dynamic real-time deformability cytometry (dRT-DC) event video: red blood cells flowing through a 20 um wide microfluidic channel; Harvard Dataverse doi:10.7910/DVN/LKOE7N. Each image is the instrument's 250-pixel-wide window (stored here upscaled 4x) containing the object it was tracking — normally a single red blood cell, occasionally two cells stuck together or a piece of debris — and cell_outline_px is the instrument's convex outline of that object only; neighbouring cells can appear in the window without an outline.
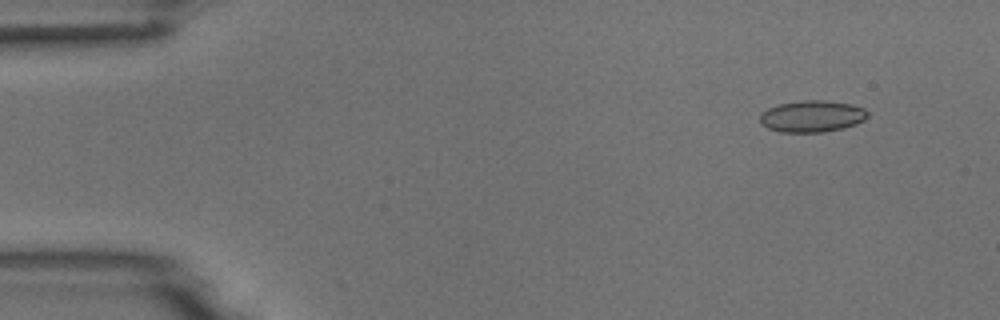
{"species": "common noctule bat (a hibernating species)", "species_latin": "Nyctalus noctula", "temperature_condition": "room temperature", "stored_images_in_passage": 5, "camera_frame_rate_fps": 3000, "um_per_image_px": 0.085, "animal": {"sex": "male", "body_mass_g": 18.8}, "frame": {"image": 1, "passage_image": 2, "time_ms": 1.333, "image_size_px": [1000, 320], "cell_outline_px": [[868, 116], [864, 120], [856, 124], [844, 128], [824, 132], [780, 132], [768, 128], [760, 124], [760, 116], [768, 108], [780, 104], [804, 100], [824, 100], [852, 104], [864, 108], [868, 112]], "centroid_in_image_um": [69.05, 9.89], "position_along_channel_um": 16.0, "area_um2": 19.88}}
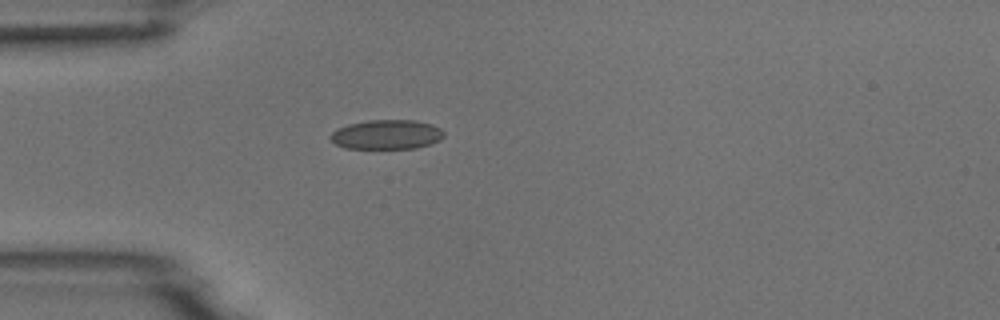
{"frame": {"image": 2, "passage_image": 5, "time_ms": 4.667, "image_size_px": [1000, 320], "cell_outline_px": [[444, 136], [440, 140], [416, 148], [344, 148], [336, 144], [328, 136], [336, 128], [348, 124], [368, 120], [416, 120], [432, 124], [440, 128], [444, 132]], "centroid_in_image_um": [32.85, 11.42], "position_along_channel_um": 52.1, "area_um2": 19.54}}